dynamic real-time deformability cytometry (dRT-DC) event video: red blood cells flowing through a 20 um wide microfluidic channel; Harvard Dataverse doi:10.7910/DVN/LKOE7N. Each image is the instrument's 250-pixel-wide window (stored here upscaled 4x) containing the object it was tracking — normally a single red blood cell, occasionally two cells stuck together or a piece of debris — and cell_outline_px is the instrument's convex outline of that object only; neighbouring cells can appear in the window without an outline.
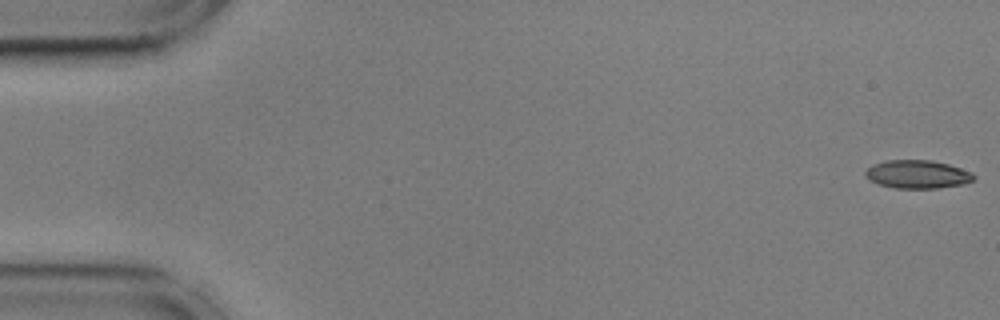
{"species": "common noctule bat (a hibernating species)", "species_latin": "Nyctalus noctula", "temperature_condition": "cold", "stored_images_in_passage": 56, "camera_frame_rate_fps": 3000, "um_per_image_px": 0.085, "animal": {"sex": "male", "body_mass_g": 17.9, "forearm_length_mm": 54.2}, "frame": {"image": 1, "passage_image": 1, "time_ms": 0.0, "image_size_px": [1000, 320], "cell_outline_px": [[976, 176], [972, 180], [964, 184], [936, 188], [896, 188], [880, 184], [868, 180], [864, 176], [864, 172], [872, 164], [884, 160], [932, 160], [948, 164], [972, 172]], "centroid_in_image_um": [77.95, 14.8], "position_along_channel_um": 7.0, "area_um2": 17.92}}
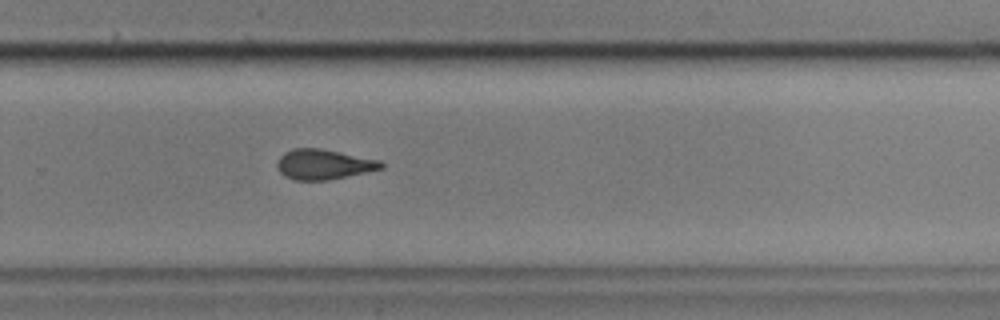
{"frame": {"image": 2, "passage_image": 37, "time_ms": 12.0, "image_size_px": [1000, 320], "cell_outline_px": [[384, 168], [328, 180], [296, 180], [284, 176], [280, 172], [276, 164], [280, 156], [284, 152], [292, 148], [320, 148], [380, 160], [384, 164]], "centroid_in_image_um": [27.49, 13.96], "position_along_channel_um": 302.3, "area_um2": 18.21}}
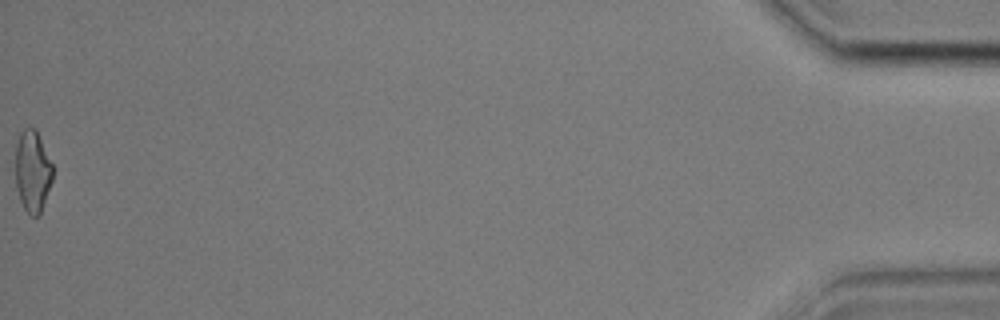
{"frame": {"image": 3, "passage_image": 56, "time_ms": 18.333, "image_size_px": [1000, 320], "cell_outline_px": [[52, 180], [40, 216], [32, 216], [24, 208], [20, 200], [16, 188], [16, 144], [20, 132], [24, 128], [36, 128], [52, 164]], "centroid_in_image_um": [2.76, 14.56], "position_along_channel_um": 432.4, "area_um2": 17.69}, "authors_computed_cell_mechanics": {"area_um2": 18.5538, "velocity_mm_per_s": 3.6035, "shape_relaxation_time_tau1_ms": 5.9466, "shape_relaxation_time_tau2_ms": 3.3153, "deformation_change_tau1": 0.1877, "deformation_change_tau2": 0.1021}}